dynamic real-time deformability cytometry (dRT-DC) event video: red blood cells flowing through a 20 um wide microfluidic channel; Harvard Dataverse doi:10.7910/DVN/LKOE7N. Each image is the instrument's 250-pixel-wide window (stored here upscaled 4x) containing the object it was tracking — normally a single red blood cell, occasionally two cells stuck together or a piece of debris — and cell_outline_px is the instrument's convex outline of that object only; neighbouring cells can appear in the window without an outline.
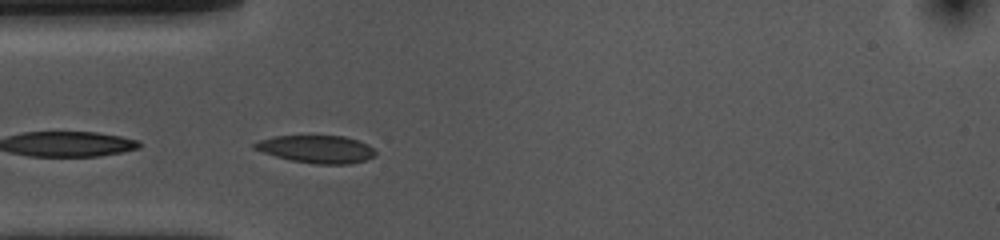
{"species": "common noctule bat (a hibernating species)", "species_latin": "Nyctalus noctula", "temperature_condition": "cold", "stored_images_in_passage": 4, "camera_frame_rate_fps": 3000, "um_per_image_px": 0.085, "animal": {"sex": "female", "body_mass_g": 10.0, "forearm_length_mm": 53.1}, "frame": {"image": 1, "passage_image": 1, "time_ms": 0.0, "image_size_px": [1000, 240], "cell_outline_px": [[376, 156], [364, 160], [348, 164], [316, 164], [292, 160], [276, 156], [252, 148], [252, 144], [260, 140], [276, 136], [344, 136], [368, 144], [376, 152]], "centroid_in_image_um": [26.92, 12.68], "position_along_channel_um": 58.1, "area_um2": 19.25}}